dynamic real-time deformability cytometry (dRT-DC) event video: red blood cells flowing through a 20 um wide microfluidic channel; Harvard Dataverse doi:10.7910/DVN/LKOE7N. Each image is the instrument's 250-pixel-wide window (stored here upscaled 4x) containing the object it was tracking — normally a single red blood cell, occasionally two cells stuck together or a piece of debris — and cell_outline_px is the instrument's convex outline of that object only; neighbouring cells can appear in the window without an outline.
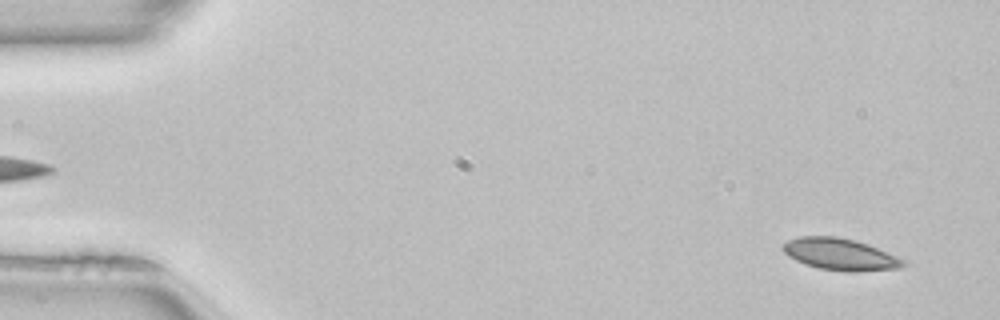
{"species": "common noctule bat (a hibernating species)", "species_latin": "Nyctalus noctula", "temperature_condition": "room temperature", "stored_images_in_passage": 51, "camera_frame_rate_fps": 3000, "um_per_image_px": 0.085, "animal": {"sex": "female", "body_mass_g": 22.7, "forearm_length_mm": 54.2}, "frame": {"image": 1, "passage_image": 3, "time_ms": 0.667, "image_size_px": [1000, 320], "cell_outline_px": [[904, 264], [900, 268], [856, 272], [848, 272], [820, 268], [804, 264], [788, 256], [780, 248], [788, 240], [800, 236], [836, 236], [856, 240], [868, 244], [904, 260]], "centroid_in_image_um": [71.37, 21.61], "position_along_channel_um": 13.6, "area_um2": 22.2}}
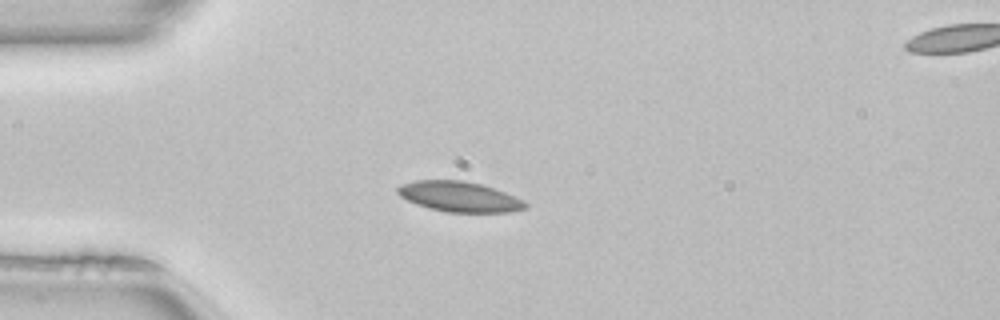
{"frame": {"image": 2, "passage_image": 13, "time_ms": 4.0, "image_size_px": [1000, 320], "cell_outline_px": [[528, 208], [512, 212], [444, 212], [428, 208], [416, 204], [400, 196], [396, 192], [396, 188], [400, 184], [416, 180], [460, 180], [480, 184], [504, 192], [524, 200], [528, 204]], "centroid_in_image_um": [39.03, 16.72], "position_along_channel_um": 46.0, "area_um2": 22.6}}
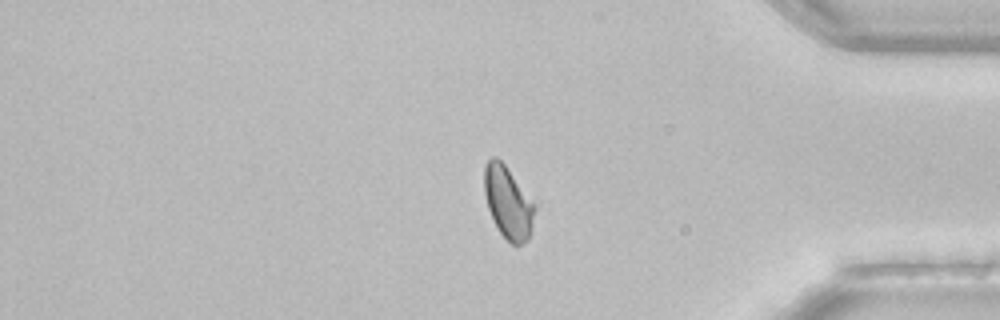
{"frame": {"image": 3, "passage_image": 42, "time_ms": 13.667, "image_size_px": [1000, 320], "cell_outline_px": [[536, 208], [532, 228], [528, 240], [524, 244], [512, 244], [500, 232], [492, 220], [488, 208], [484, 192], [484, 168], [488, 160], [492, 156], [496, 156], [504, 164]], "centroid_in_image_um": [43.16, 17.24], "position_along_channel_um": 392.0, "area_um2": 20.81}, "authors_computed_cell_mechanics": {"area_um2": 21.6172, "velocity_mm_per_s": 4.0254, "shape_relaxation_time_tau1_ms": null, "shape_relaxation_time_tau2_ms": 2.8483, "deformation_change_tau1": null, "deformation_change_tau2": 0.0497}}